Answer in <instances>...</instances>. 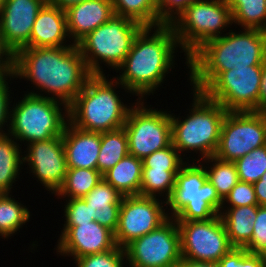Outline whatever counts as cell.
<instances>
[{
  "instance_id": "6da1fadb",
  "label": "cell",
  "mask_w": 266,
  "mask_h": 267,
  "mask_svg": "<svg viewBox=\"0 0 266 267\" xmlns=\"http://www.w3.org/2000/svg\"><path fill=\"white\" fill-rule=\"evenodd\" d=\"M16 80L31 82L28 94L47 97L69 106L92 74L77 45L22 48L14 55ZM18 78V79H17Z\"/></svg>"
},
{
  "instance_id": "7a4b0ae2",
  "label": "cell",
  "mask_w": 266,
  "mask_h": 267,
  "mask_svg": "<svg viewBox=\"0 0 266 267\" xmlns=\"http://www.w3.org/2000/svg\"><path fill=\"white\" fill-rule=\"evenodd\" d=\"M178 42L171 25L144 27L136 36L114 78L138 100L154 95L175 69ZM121 73V74H120Z\"/></svg>"
},
{
  "instance_id": "3957f363",
  "label": "cell",
  "mask_w": 266,
  "mask_h": 267,
  "mask_svg": "<svg viewBox=\"0 0 266 267\" xmlns=\"http://www.w3.org/2000/svg\"><path fill=\"white\" fill-rule=\"evenodd\" d=\"M228 30L204 43L188 58L191 90L202 92L221 72L266 64V31Z\"/></svg>"
},
{
  "instance_id": "277c9868",
  "label": "cell",
  "mask_w": 266,
  "mask_h": 267,
  "mask_svg": "<svg viewBox=\"0 0 266 267\" xmlns=\"http://www.w3.org/2000/svg\"><path fill=\"white\" fill-rule=\"evenodd\" d=\"M117 88L133 95L113 76L92 75L68 106L69 123L88 132L101 133L123 128L130 109L138 99L128 103L130 105L124 104L119 93L121 90L117 91Z\"/></svg>"
},
{
  "instance_id": "5b68a950",
  "label": "cell",
  "mask_w": 266,
  "mask_h": 267,
  "mask_svg": "<svg viewBox=\"0 0 266 267\" xmlns=\"http://www.w3.org/2000/svg\"><path fill=\"white\" fill-rule=\"evenodd\" d=\"M191 91L193 98L187 109L188 114H184V117L177 116L170 110L172 145L183 158L186 157V161H201L214 156L221 125L228 111L219 103L208 99L202 92ZM194 153L198 154L197 158L195 155L190 157Z\"/></svg>"
},
{
  "instance_id": "8992f818",
  "label": "cell",
  "mask_w": 266,
  "mask_h": 267,
  "mask_svg": "<svg viewBox=\"0 0 266 267\" xmlns=\"http://www.w3.org/2000/svg\"><path fill=\"white\" fill-rule=\"evenodd\" d=\"M23 93L20 100L11 102L7 133L24 147L31 142L62 136L69 122L68 106L54 99Z\"/></svg>"
},
{
  "instance_id": "52a82bcc",
  "label": "cell",
  "mask_w": 266,
  "mask_h": 267,
  "mask_svg": "<svg viewBox=\"0 0 266 267\" xmlns=\"http://www.w3.org/2000/svg\"><path fill=\"white\" fill-rule=\"evenodd\" d=\"M166 203L169 217L176 221H198L219 215L223 200L207 179L204 165L188 161L176 175L175 187Z\"/></svg>"
},
{
  "instance_id": "ba28073f",
  "label": "cell",
  "mask_w": 266,
  "mask_h": 267,
  "mask_svg": "<svg viewBox=\"0 0 266 267\" xmlns=\"http://www.w3.org/2000/svg\"><path fill=\"white\" fill-rule=\"evenodd\" d=\"M143 28L134 20L114 14L106 23L90 32L77 44L89 72L92 75L107 74L103 71V64L108 65L109 70H116Z\"/></svg>"
},
{
  "instance_id": "9c48e42d",
  "label": "cell",
  "mask_w": 266,
  "mask_h": 267,
  "mask_svg": "<svg viewBox=\"0 0 266 267\" xmlns=\"http://www.w3.org/2000/svg\"><path fill=\"white\" fill-rule=\"evenodd\" d=\"M232 14L227 0H192L170 24L175 32L179 53L188 58L207 41L221 37L232 26Z\"/></svg>"
},
{
  "instance_id": "30bf717a",
  "label": "cell",
  "mask_w": 266,
  "mask_h": 267,
  "mask_svg": "<svg viewBox=\"0 0 266 267\" xmlns=\"http://www.w3.org/2000/svg\"><path fill=\"white\" fill-rule=\"evenodd\" d=\"M146 101L134 104L123 126L129 154L141 160L172 143L170 111L153 109Z\"/></svg>"
},
{
  "instance_id": "8fae6325",
  "label": "cell",
  "mask_w": 266,
  "mask_h": 267,
  "mask_svg": "<svg viewBox=\"0 0 266 267\" xmlns=\"http://www.w3.org/2000/svg\"><path fill=\"white\" fill-rule=\"evenodd\" d=\"M264 68L256 65L221 72L202 93L227 111H259Z\"/></svg>"
},
{
  "instance_id": "7c38bea8",
  "label": "cell",
  "mask_w": 266,
  "mask_h": 267,
  "mask_svg": "<svg viewBox=\"0 0 266 267\" xmlns=\"http://www.w3.org/2000/svg\"><path fill=\"white\" fill-rule=\"evenodd\" d=\"M266 145V111H228L223 119L215 157L235 162Z\"/></svg>"
},
{
  "instance_id": "4fadbf2b",
  "label": "cell",
  "mask_w": 266,
  "mask_h": 267,
  "mask_svg": "<svg viewBox=\"0 0 266 267\" xmlns=\"http://www.w3.org/2000/svg\"><path fill=\"white\" fill-rule=\"evenodd\" d=\"M127 267H177L181 260L180 233L170 217L157 229L124 247Z\"/></svg>"
},
{
  "instance_id": "5bb4252c",
  "label": "cell",
  "mask_w": 266,
  "mask_h": 267,
  "mask_svg": "<svg viewBox=\"0 0 266 267\" xmlns=\"http://www.w3.org/2000/svg\"><path fill=\"white\" fill-rule=\"evenodd\" d=\"M181 256L204 262H218L233 247L220 215L209 220L176 221Z\"/></svg>"
},
{
  "instance_id": "9a60e30c",
  "label": "cell",
  "mask_w": 266,
  "mask_h": 267,
  "mask_svg": "<svg viewBox=\"0 0 266 267\" xmlns=\"http://www.w3.org/2000/svg\"><path fill=\"white\" fill-rule=\"evenodd\" d=\"M166 201L156 197L123 196L118 226L114 232L117 246L124 248L133 240L157 229L170 217Z\"/></svg>"
},
{
  "instance_id": "2e32d148",
  "label": "cell",
  "mask_w": 266,
  "mask_h": 267,
  "mask_svg": "<svg viewBox=\"0 0 266 267\" xmlns=\"http://www.w3.org/2000/svg\"><path fill=\"white\" fill-rule=\"evenodd\" d=\"M25 146L23 161L30 171L29 174L37 182L40 181L44 190L54 195L63 184L67 173L62 136L31 142Z\"/></svg>"
},
{
  "instance_id": "e0dca14e",
  "label": "cell",
  "mask_w": 266,
  "mask_h": 267,
  "mask_svg": "<svg viewBox=\"0 0 266 267\" xmlns=\"http://www.w3.org/2000/svg\"><path fill=\"white\" fill-rule=\"evenodd\" d=\"M55 253L61 257L77 258L114 249V232L97 221L80 225H63Z\"/></svg>"
},
{
  "instance_id": "ac0fdd59",
  "label": "cell",
  "mask_w": 266,
  "mask_h": 267,
  "mask_svg": "<svg viewBox=\"0 0 266 267\" xmlns=\"http://www.w3.org/2000/svg\"><path fill=\"white\" fill-rule=\"evenodd\" d=\"M45 0H5L0 8V33L4 45L15 55L30 48L32 27Z\"/></svg>"
},
{
  "instance_id": "d6986e66",
  "label": "cell",
  "mask_w": 266,
  "mask_h": 267,
  "mask_svg": "<svg viewBox=\"0 0 266 267\" xmlns=\"http://www.w3.org/2000/svg\"><path fill=\"white\" fill-rule=\"evenodd\" d=\"M72 45L74 44L68 34L65 10L46 2L39 10L32 27L30 47H64Z\"/></svg>"
},
{
  "instance_id": "ffe728a7",
  "label": "cell",
  "mask_w": 266,
  "mask_h": 267,
  "mask_svg": "<svg viewBox=\"0 0 266 267\" xmlns=\"http://www.w3.org/2000/svg\"><path fill=\"white\" fill-rule=\"evenodd\" d=\"M65 12L68 34L75 45L114 15L111 0H86Z\"/></svg>"
},
{
  "instance_id": "44dd1931",
  "label": "cell",
  "mask_w": 266,
  "mask_h": 267,
  "mask_svg": "<svg viewBox=\"0 0 266 267\" xmlns=\"http://www.w3.org/2000/svg\"><path fill=\"white\" fill-rule=\"evenodd\" d=\"M62 138L67 168L97 169L100 132L80 130L68 122Z\"/></svg>"
},
{
  "instance_id": "7402d4cb",
  "label": "cell",
  "mask_w": 266,
  "mask_h": 267,
  "mask_svg": "<svg viewBox=\"0 0 266 267\" xmlns=\"http://www.w3.org/2000/svg\"><path fill=\"white\" fill-rule=\"evenodd\" d=\"M123 195L102 179L83 199L94 211L95 221L116 231Z\"/></svg>"
},
{
  "instance_id": "603a6c76",
  "label": "cell",
  "mask_w": 266,
  "mask_h": 267,
  "mask_svg": "<svg viewBox=\"0 0 266 267\" xmlns=\"http://www.w3.org/2000/svg\"><path fill=\"white\" fill-rule=\"evenodd\" d=\"M258 207H221L219 215L233 248H244L251 240Z\"/></svg>"
},
{
  "instance_id": "cb8c5ba5",
  "label": "cell",
  "mask_w": 266,
  "mask_h": 267,
  "mask_svg": "<svg viewBox=\"0 0 266 267\" xmlns=\"http://www.w3.org/2000/svg\"><path fill=\"white\" fill-rule=\"evenodd\" d=\"M142 160L128 154L103 174V179L123 196H137L142 179Z\"/></svg>"
},
{
  "instance_id": "d4e9b609",
  "label": "cell",
  "mask_w": 266,
  "mask_h": 267,
  "mask_svg": "<svg viewBox=\"0 0 266 267\" xmlns=\"http://www.w3.org/2000/svg\"><path fill=\"white\" fill-rule=\"evenodd\" d=\"M23 150L10 134L0 136V194L12 193L13 184L20 179L24 167Z\"/></svg>"
},
{
  "instance_id": "484cf974",
  "label": "cell",
  "mask_w": 266,
  "mask_h": 267,
  "mask_svg": "<svg viewBox=\"0 0 266 267\" xmlns=\"http://www.w3.org/2000/svg\"><path fill=\"white\" fill-rule=\"evenodd\" d=\"M102 179L103 175L97 169L67 168L63 184L54 196L58 199L83 198Z\"/></svg>"
},
{
  "instance_id": "4316f807",
  "label": "cell",
  "mask_w": 266,
  "mask_h": 267,
  "mask_svg": "<svg viewBox=\"0 0 266 267\" xmlns=\"http://www.w3.org/2000/svg\"><path fill=\"white\" fill-rule=\"evenodd\" d=\"M12 194H0V236L4 240L20 232L32 216L30 209Z\"/></svg>"
},
{
  "instance_id": "83f0119b",
  "label": "cell",
  "mask_w": 266,
  "mask_h": 267,
  "mask_svg": "<svg viewBox=\"0 0 266 267\" xmlns=\"http://www.w3.org/2000/svg\"><path fill=\"white\" fill-rule=\"evenodd\" d=\"M128 154V139L124 127L113 131L101 132L97 170L103 175Z\"/></svg>"
},
{
  "instance_id": "f1b7e54d",
  "label": "cell",
  "mask_w": 266,
  "mask_h": 267,
  "mask_svg": "<svg viewBox=\"0 0 266 267\" xmlns=\"http://www.w3.org/2000/svg\"><path fill=\"white\" fill-rule=\"evenodd\" d=\"M233 25L266 31V0H227Z\"/></svg>"
},
{
  "instance_id": "f546056e",
  "label": "cell",
  "mask_w": 266,
  "mask_h": 267,
  "mask_svg": "<svg viewBox=\"0 0 266 267\" xmlns=\"http://www.w3.org/2000/svg\"><path fill=\"white\" fill-rule=\"evenodd\" d=\"M200 162L205 167L207 179L216 188L219 197L224 200L231 189L239 182L235 163L223 161L215 156L208 157Z\"/></svg>"
},
{
  "instance_id": "4dcf8cb0",
  "label": "cell",
  "mask_w": 266,
  "mask_h": 267,
  "mask_svg": "<svg viewBox=\"0 0 266 267\" xmlns=\"http://www.w3.org/2000/svg\"><path fill=\"white\" fill-rule=\"evenodd\" d=\"M114 14L134 20L144 27L160 26L155 0H111Z\"/></svg>"
},
{
  "instance_id": "1f68e13d",
  "label": "cell",
  "mask_w": 266,
  "mask_h": 267,
  "mask_svg": "<svg viewBox=\"0 0 266 267\" xmlns=\"http://www.w3.org/2000/svg\"><path fill=\"white\" fill-rule=\"evenodd\" d=\"M178 172L142 168L139 196L156 197L167 201L172 195Z\"/></svg>"
},
{
  "instance_id": "d6a6232c",
  "label": "cell",
  "mask_w": 266,
  "mask_h": 267,
  "mask_svg": "<svg viewBox=\"0 0 266 267\" xmlns=\"http://www.w3.org/2000/svg\"><path fill=\"white\" fill-rule=\"evenodd\" d=\"M234 163L239 181L254 184L266 172V145L252 150Z\"/></svg>"
},
{
  "instance_id": "836d02e7",
  "label": "cell",
  "mask_w": 266,
  "mask_h": 267,
  "mask_svg": "<svg viewBox=\"0 0 266 267\" xmlns=\"http://www.w3.org/2000/svg\"><path fill=\"white\" fill-rule=\"evenodd\" d=\"M178 150L172 143L160 150L153 152L151 155L142 159V168H153L165 171H180L182 166L187 162L184 161Z\"/></svg>"
},
{
  "instance_id": "e575fe53",
  "label": "cell",
  "mask_w": 266,
  "mask_h": 267,
  "mask_svg": "<svg viewBox=\"0 0 266 267\" xmlns=\"http://www.w3.org/2000/svg\"><path fill=\"white\" fill-rule=\"evenodd\" d=\"M73 261L76 267H126L128 265L124 248L119 246L110 251L86 255Z\"/></svg>"
},
{
  "instance_id": "d590c367",
  "label": "cell",
  "mask_w": 266,
  "mask_h": 267,
  "mask_svg": "<svg viewBox=\"0 0 266 267\" xmlns=\"http://www.w3.org/2000/svg\"><path fill=\"white\" fill-rule=\"evenodd\" d=\"M66 200L63 207L64 225H80L95 221L94 211L87 206L83 198L60 199Z\"/></svg>"
},
{
  "instance_id": "8d00e7d4",
  "label": "cell",
  "mask_w": 266,
  "mask_h": 267,
  "mask_svg": "<svg viewBox=\"0 0 266 267\" xmlns=\"http://www.w3.org/2000/svg\"><path fill=\"white\" fill-rule=\"evenodd\" d=\"M220 267H265L263 254H251L245 248H232L218 261Z\"/></svg>"
},
{
  "instance_id": "74e56055",
  "label": "cell",
  "mask_w": 266,
  "mask_h": 267,
  "mask_svg": "<svg viewBox=\"0 0 266 267\" xmlns=\"http://www.w3.org/2000/svg\"><path fill=\"white\" fill-rule=\"evenodd\" d=\"M244 248L251 254L266 253V206L258 207L252 238Z\"/></svg>"
},
{
  "instance_id": "f35d334b",
  "label": "cell",
  "mask_w": 266,
  "mask_h": 267,
  "mask_svg": "<svg viewBox=\"0 0 266 267\" xmlns=\"http://www.w3.org/2000/svg\"><path fill=\"white\" fill-rule=\"evenodd\" d=\"M258 205L253 184L239 181L224 198L222 207Z\"/></svg>"
},
{
  "instance_id": "ab89813d",
  "label": "cell",
  "mask_w": 266,
  "mask_h": 267,
  "mask_svg": "<svg viewBox=\"0 0 266 267\" xmlns=\"http://www.w3.org/2000/svg\"><path fill=\"white\" fill-rule=\"evenodd\" d=\"M13 79L16 80L13 74L0 78V136L6 134L9 127L10 106L13 101V97L11 95L13 93L11 92L12 90L9 86L13 83L10 82L14 81Z\"/></svg>"
},
{
  "instance_id": "60d3db41",
  "label": "cell",
  "mask_w": 266,
  "mask_h": 267,
  "mask_svg": "<svg viewBox=\"0 0 266 267\" xmlns=\"http://www.w3.org/2000/svg\"><path fill=\"white\" fill-rule=\"evenodd\" d=\"M160 25H170L190 4L192 0H155Z\"/></svg>"
},
{
  "instance_id": "b9f144b4",
  "label": "cell",
  "mask_w": 266,
  "mask_h": 267,
  "mask_svg": "<svg viewBox=\"0 0 266 267\" xmlns=\"http://www.w3.org/2000/svg\"><path fill=\"white\" fill-rule=\"evenodd\" d=\"M14 70V55L4 45L1 33H0V78L9 74H13Z\"/></svg>"
},
{
  "instance_id": "7bdbcfd3",
  "label": "cell",
  "mask_w": 266,
  "mask_h": 267,
  "mask_svg": "<svg viewBox=\"0 0 266 267\" xmlns=\"http://www.w3.org/2000/svg\"><path fill=\"white\" fill-rule=\"evenodd\" d=\"M253 186L258 206H266V172Z\"/></svg>"
},
{
  "instance_id": "ee69618b",
  "label": "cell",
  "mask_w": 266,
  "mask_h": 267,
  "mask_svg": "<svg viewBox=\"0 0 266 267\" xmlns=\"http://www.w3.org/2000/svg\"><path fill=\"white\" fill-rule=\"evenodd\" d=\"M177 267H220L218 262L194 261L185 257H181Z\"/></svg>"
},
{
  "instance_id": "f6af8a7d",
  "label": "cell",
  "mask_w": 266,
  "mask_h": 267,
  "mask_svg": "<svg viewBox=\"0 0 266 267\" xmlns=\"http://www.w3.org/2000/svg\"><path fill=\"white\" fill-rule=\"evenodd\" d=\"M259 111H266V64L261 82Z\"/></svg>"
},
{
  "instance_id": "bcb514c9",
  "label": "cell",
  "mask_w": 266,
  "mask_h": 267,
  "mask_svg": "<svg viewBox=\"0 0 266 267\" xmlns=\"http://www.w3.org/2000/svg\"><path fill=\"white\" fill-rule=\"evenodd\" d=\"M86 0H51L50 3L62 10H67L69 7L79 4Z\"/></svg>"
},
{
  "instance_id": "7dc6e473",
  "label": "cell",
  "mask_w": 266,
  "mask_h": 267,
  "mask_svg": "<svg viewBox=\"0 0 266 267\" xmlns=\"http://www.w3.org/2000/svg\"><path fill=\"white\" fill-rule=\"evenodd\" d=\"M5 0H0V8L2 6V4L4 3Z\"/></svg>"
},
{
  "instance_id": "c3c4849f",
  "label": "cell",
  "mask_w": 266,
  "mask_h": 267,
  "mask_svg": "<svg viewBox=\"0 0 266 267\" xmlns=\"http://www.w3.org/2000/svg\"><path fill=\"white\" fill-rule=\"evenodd\" d=\"M264 258H265V267H266V253L264 254Z\"/></svg>"
}]
</instances>
